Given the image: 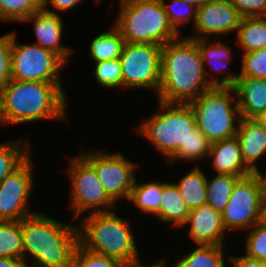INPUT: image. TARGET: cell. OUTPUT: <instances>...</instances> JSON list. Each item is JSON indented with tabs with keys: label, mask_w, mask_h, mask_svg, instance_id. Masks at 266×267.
Returning a JSON list of instances; mask_svg holds the SVG:
<instances>
[{
	"label": "cell",
	"mask_w": 266,
	"mask_h": 267,
	"mask_svg": "<svg viewBox=\"0 0 266 267\" xmlns=\"http://www.w3.org/2000/svg\"><path fill=\"white\" fill-rule=\"evenodd\" d=\"M118 14L114 27L125 43L163 46L180 38L160 0H120Z\"/></svg>",
	"instance_id": "5b68a950"
},
{
	"label": "cell",
	"mask_w": 266,
	"mask_h": 267,
	"mask_svg": "<svg viewBox=\"0 0 266 267\" xmlns=\"http://www.w3.org/2000/svg\"><path fill=\"white\" fill-rule=\"evenodd\" d=\"M201 53L202 62L204 64V71L206 77L209 72L206 71L205 63L211 67V70H216L217 72L223 73V69L227 68V65L231 61V49L227 47L222 42H213V44L208 45L207 39H193Z\"/></svg>",
	"instance_id": "f1b7e54d"
},
{
	"label": "cell",
	"mask_w": 266,
	"mask_h": 267,
	"mask_svg": "<svg viewBox=\"0 0 266 267\" xmlns=\"http://www.w3.org/2000/svg\"><path fill=\"white\" fill-rule=\"evenodd\" d=\"M211 143L196 127L194 134H191L186 142V149H178L169 160L197 161L209 156Z\"/></svg>",
	"instance_id": "4dcf8cb0"
},
{
	"label": "cell",
	"mask_w": 266,
	"mask_h": 267,
	"mask_svg": "<svg viewBox=\"0 0 266 267\" xmlns=\"http://www.w3.org/2000/svg\"><path fill=\"white\" fill-rule=\"evenodd\" d=\"M29 146L20 139L0 143V183L32 156Z\"/></svg>",
	"instance_id": "cb8c5ba5"
},
{
	"label": "cell",
	"mask_w": 266,
	"mask_h": 267,
	"mask_svg": "<svg viewBox=\"0 0 266 267\" xmlns=\"http://www.w3.org/2000/svg\"><path fill=\"white\" fill-rule=\"evenodd\" d=\"M158 100L189 104L212 86L234 87L239 73L222 78H207L196 42L186 37L175 39L161 49Z\"/></svg>",
	"instance_id": "6da1fadb"
},
{
	"label": "cell",
	"mask_w": 266,
	"mask_h": 267,
	"mask_svg": "<svg viewBox=\"0 0 266 267\" xmlns=\"http://www.w3.org/2000/svg\"><path fill=\"white\" fill-rule=\"evenodd\" d=\"M160 209L155 214L162 222H173L174 226H183L186 222L189 209L187 208L179 189L175 183L163 182Z\"/></svg>",
	"instance_id": "ffe728a7"
},
{
	"label": "cell",
	"mask_w": 266,
	"mask_h": 267,
	"mask_svg": "<svg viewBox=\"0 0 266 267\" xmlns=\"http://www.w3.org/2000/svg\"><path fill=\"white\" fill-rule=\"evenodd\" d=\"M68 174L71 178L70 206L75 211L74 218L90 209L92 211L89 213L112 211L115 203L105 193L95 168L81 154L71 158Z\"/></svg>",
	"instance_id": "30bf717a"
},
{
	"label": "cell",
	"mask_w": 266,
	"mask_h": 267,
	"mask_svg": "<svg viewBox=\"0 0 266 267\" xmlns=\"http://www.w3.org/2000/svg\"><path fill=\"white\" fill-rule=\"evenodd\" d=\"M207 179L203 171L196 166L181 178L180 183H175L189 211L207 203Z\"/></svg>",
	"instance_id": "44dd1931"
},
{
	"label": "cell",
	"mask_w": 266,
	"mask_h": 267,
	"mask_svg": "<svg viewBox=\"0 0 266 267\" xmlns=\"http://www.w3.org/2000/svg\"><path fill=\"white\" fill-rule=\"evenodd\" d=\"M190 224L189 236L198 244L223 246L224 234L227 232L221 212L209 204L190 210L183 226Z\"/></svg>",
	"instance_id": "9a60e30c"
},
{
	"label": "cell",
	"mask_w": 266,
	"mask_h": 267,
	"mask_svg": "<svg viewBox=\"0 0 266 267\" xmlns=\"http://www.w3.org/2000/svg\"><path fill=\"white\" fill-rule=\"evenodd\" d=\"M188 4L195 6L197 9L205 4L209 0H183Z\"/></svg>",
	"instance_id": "7bdbcfd3"
},
{
	"label": "cell",
	"mask_w": 266,
	"mask_h": 267,
	"mask_svg": "<svg viewBox=\"0 0 266 267\" xmlns=\"http://www.w3.org/2000/svg\"><path fill=\"white\" fill-rule=\"evenodd\" d=\"M189 105L197 128L211 144L236 136L241 116L234 88L212 86Z\"/></svg>",
	"instance_id": "8992f818"
},
{
	"label": "cell",
	"mask_w": 266,
	"mask_h": 267,
	"mask_svg": "<svg viewBox=\"0 0 266 267\" xmlns=\"http://www.w3.org/2000/svg\"><path fill=\"white\" fill-rule=\"evenodd\" d=\"M163 182L135 183L131 189L129 202H133L138 208L147 214L155 215L160 209Z\"/></svg>",
	"instance_id": "d4e9b609"
},
{
	"label": "cell",
	"mask_w": 266,
	"mask_h": 267,
	"mask_svg": "<svg viewBox=\"0 0 266 267\" xmlns=\"http://www.w3.org/2000/svg\"><path fill=\"white\" fill-rule=\"evenodd\" d=\"M94 77L102 87H122V68L119 58L95 63Z\"/></svg>",
	"instance_id": "d6a6232c"
},
{
	"label": "cell",
	"mask_w": 266,
	"mask_h": 267,
	"mask_svg": "<svg viewBox=\"0 0 266 267\" xmlns=\"http://www.w3.org/2000/svg\"><path fill=\"white\" fill-rule=\"evenodd\" d=\"M160 45L125 43L120 55L122 89H152L158 92L161 70Z\"/></svg>",
	"instance_id": "9c48e42d"
},
{
	"label": "cell",
	"mask_w": 266,
	"mask_h": 267,
	"mask_svg": "<svg viewBox=\"0 0 266 267\" xmlns=\"http://www.w3.org/2000/svg\"><path fill=\"white\" fill-rule=\"evenodd\" d=\"M166 264H165V261L163 260H160L159 262H157L156 264L154 265H151V266H148V267H164ZM123 267H143L142 263H139V264H136V265H127V266H123ZM145 267V266H144Z\"/></svg>",
	"instance_id": "ee69618b"
},
{
	"label": "cell",
	"mask_w": 266,
	"mask_h": 267,
	"mask_svg": "<svg viewBox=\"0 0 266 267\" xmlns=\"http://www.w3.org/2000/svg\"><path fill=\"white\" fill-rule=\"evenodd\" d=\"M266 129V110L255 118Z\"/></svg>",
	"instance_id": "f6af8a7d"
},
{
	"label": "cell",
	"mask_w": 266,
	"mask_h": 267,
	"mask_svg": "<svg viewBox=\"0 0 266 267\" xmlns=\"http://www.w3.org/2000/svg\"><path fill=\"white\" fill-rule=\"evenodd\" d=\"M263 209H262V221L266 223V201H262Z\"/></svg>",
	"instance_id": "bcb514c9"
},
{
	"label": "cell",
	"mask_w": 266,
	"mask_h": 267,
	"mask_svg": "<svg viewBox=\"0 0 266 267\" xmlns=\"http://www.w3.org/2000/svg\"><path fill=\"white\" fill-rule=\"evenodd\" d=\"M223 246L198 244V247L175 263L174 267H225Z\"/></svg>",
	"instance_id": "484cf974"
},
{
	"label": "cell",
	"mask_w": 266,
	"mask_h": 267,
	"mask_svg": "<svg viewBox=\"0 0 266 267\" xmlns=\"http://www.w3.org/2000/svg\"><path fill=\"white\" fill-rule=\"evenodd\" d=\"M82 221L78 226L82 247L114 258L124 266L141 263L129 221L111 211L89 213Z\"/></svg>",
	"instance_id": "277c9868"
},
{
	"label": "cell",
	"mask_w": 266,
	"mask_h": 267,
	"mask_svg": "<svg viewBox=\"0 0 266 267\" xmlns=\"http://www.w3.org/2000/svg\"><path fill=\"white\" fill-rule=\"evenodd\" d=\"M25 21L33 22L36 44L57 54L67 64L68 57L74 50L60 43L63 35V21L59 14L40 9Z\"/></svg>",
	"instance_id": "2e32d148"
},
{
	"label": "cell",
	"mask_w": 266,
	"mask_h": 267,
	"mask_svg": "<svg viewBox=\"0 0 266 267\" xmlns=\"http://www.w3.org/2000/svg\"><path fill=\"white\" fill-rule=\"evenodd\" d=\"M261 184L262 201H266V175H262L260 171L256 172Z\"/></svg>",
	"instance_id": "b9f144b4"
},
{
	"label": "cell",
	"mask_w": 266,
	"mask_h": 267,
	"mask_svg": "<svg viewBox=\"0 0 266 267\" xmlns=\"http://www.w3.org/2000/svg\"><path fill=\"white\" fill-rule=\"evenodd\" d=\"M12 33L11 79L27 82L61 83V68L65 62L52 51L38 44L17 43Z\"/></svg>",
	"instance_id": "ba28073f"
},
{
	"label": "cell",
	"mask_w": 266,
	"mask_h": 267,
	"mask_svg": "<svg viewBox=\"0 0 266 267\" xmlns=\"http://www.w3.org/2000/svg\"><path fill=\"white\" fill-rule=\"evenodd\" d=\"M261 184L256 173L239 178L221 212L226 230L252 228L262 221Z\"/></svg>",
	"instance_id": "8fae6325"
},
{
	"label": "cell",
	"mask_w": 266,
	"mask_h": 267,
	"mask_svg": "<svg viewBox=\"0 0 266 267\" xmlns=\"http://www.w3.org/2000/svg\"><path fill=\"white\" fill-rule=\"evenodd\" d=\"M125 40L113 26L112 30L101 33L90 43V54L95 63L120 58Z\"/></svg>",
	"instance_id": "603a6c76"
},
{
	"label": "cell",
	"mask_w": 266,
	"mask_h": 267,
	"mask_svg": "<svg viewBox=\"0 0 266 267\" xmlns=\"http://www.w3.org/2000/svg\"><path fill=\"white\" fill-rule=\"evenodd\" d=\"M81 155L95 168L98 180L105 193L115 203L116 200H129L136 177L133 172L138 165L127 160L123 154L90 152Z\"/></svg>",
	"instance_id": "7c38bea8"
},
{
	"label": "cell",
	"mask_w": 266,
	"mask_h": 267,
	"mask_svg": "<svg viewBox=\"0 0 266 267\" xmlns=\"http://www.w3.org/2000/svg\"><path fill=\"white\" fill-rule=\"evenodd\" d=\"M242 18L230 0H209L197 9L193 28L197 33L188 38L206 39L208 34L237 33Z\"/></svg>",
	"instance_id": "5bb4252c"
},
{
	"label": "cell",
	"mask_w": 266,
	"mask_h": 267,
	"mask_svg": "<svg viewBox=\"0 0 266 267\" xmlns=\"http://www.w3.org/2000/svg\"><path fill=\"white\" fill-rule=\"evenodd\" d=\"M61 83L10 80L0 88V124L66 120L67 96Z\"/></svg>",
	"instance_id": "7a4b0ae2"
},
{
	"label": "cell",
	"mask_w": 266,
	"mask_h": 267,
	"mask_svg": "<svg viewBox=\"0 0 266 267\" xmlns=\"http://www.w3.org/2000/svg\"><path fill=\"white\" fill-rule=\"evenodd\" d=\"M229 259L232 267H266V262L244 256H232Z\"/></svg>",
	"instance_id": "ab89813d"
},
{
	"label": "cell",
	"mask_w": 266,
	"mask_h": 267,
	"mask_svg": "<svg viewBox=\"0 0 266 267\" xmlns=\"http://www.w3.org/2000/svg\"><path fill=\"white\" fill-rule=\"evenodd\" d=\"M159 105L161 112L141 122L137 130L170 159L178 149H186L187 139L197 127L196 119L189 104L159 101Z\"/></svg>",
	"instance_id": "52a82bcc"
},
{
	"label": "cell",
	"mask_w": 266,
	"mask_h": 267,
	"mask_svg": "<svg viewBox=\"0 0 266 267\" xmlns=\"http://www.w3.org/2000/svg\"><path fill=\"white\" fill-rule=\"evenodd\" d=\"M242 17L266 16V0H230Z\"/></svg>",
	"instance_id": "74e56055"
},
{
	"label": "cell",
	"mask_w": 266,
	"mask_h": 267,
	"mask_svg": "<svg viewBox=\"0 0 266 267\" xmlns=\"http://www.w3.org/2000/svg\"><path fill=\"white\" fill-rule=\"evenodd\" d=\"M244 164L253 172L259 171L257 160L266 154V129L255 119L242 118L237 134Z\"/></svg>",
	"instance_id": "ac0fdd59"
},
{
	"label": "cell",
	"mask_w": 266,
	"mask_h": 267,
	"mask_svg": "<svg viewBox=\"0 0 266 267\" xmlns=\"http://www.w3.org/2000/svg\"><path fill=\"white\" fill-rule=\"evenodd\" d=\"M247 230L245 256L266 262V223L260 221Z\"/></svg>",
	"instance_id": "836d02e7"
},
{
	"label": "cell",
	"mask_w": 266,
	"mask_h": 267,
	"mask_svg": "<svg viewBox=\"0 0 266 267\" xmlns=\"http://www.w3.org/2000/svg\"><path fill=\"white\" fill-rule=\"evenodd\" d=\"M239 76L266 79V47L244 53Z\"/></svg>",
	"instance_id": "d590c367"
},
{
	"label": "cell",
	"mask_w": 266,
	"mask_h": 267,
	"mask_svg": "<svg viewBox=\"0 0 266 267\" xmlns=\"http://www.w3.org/2000/svg\"><path fill=\"white\" fill-rule=\"evenodd\" d=\"M41 9V0H0V20L24 22Z\"/></svg>",
	"instance_id": "f546056e"
},
{
	"label": "cell",
	"mask_w": 266,
	"mask_h": 267,
	"mask_svg": "<svg viewBox=\"0 0 266 267\" xmlns=\"http://www.w3.org/2000/svg\"><path fill=\"white\" fill-rule=\"evenodd\" d=\"M118 260L88 251L77 245L70 267H123Z\"/></svg>",
	"instance_id": "e575fe53"
},
{
	"label": "cell",
	"mask_w": 266,
	"mask_h": 267,
	"mask_svg": "<svg viewBox=\"0 0 266 267\" xmlns=\"http://www.w3.org/2000/svg\"><path fill=\"white\" fill-rule=\"evenodd\" d=\"M31 158L0 183V221H21L35 213L27 207L33 188Z\"/></svg>",
	"instance_id": "4fadbf2b"
},
{
	"label": "cell",
	"mask_w": 266,
	"mask_h": 267,
	"mask_svg": "<svg viewBox=\"0 0 266 267\" xmlns=\"http://www.w3.org/2000/svg\"><path fill=\"white\" fill-rule=\"evenodd\" d=\"M12 33L0 37V88L11 80Z\"/></svg>",
	"instance_id": "8d00e7d4"
},
{
	"label": "cell",
	"mask_w": 266,
	"mask_h": 267,
	"mask_svg": "<svg viewBox=\"0 0 266 267\" xmlns=\"http://www.w3.org/2000/svg\"><path fill=\"white\" fill-rule=\"evenodd\" d=\"M209 156L217 174H230L244 177L253 173L242 159L241 147L236 136L214 142L210 146Z\"/></svg>",
	"instance_id": "d6986e66"
},
{
	"label": "cell",
	"mask_w": 266,
	"mask_h": 267,
	"mask_svg": "<svg viewBox=\"0 0 266 267\" xmlns=\"http://www.w3.org/2000/svg\"><path fill=\"white\" fill-rule=\"evenodd\" d=\"M81 1L82 0H41V9L51 13H57L55 10L66 12ZM50 4L55 8L53 11L47 9V6Z\"/></svg>",
	"instance_id": "f35d334b"
},
{
	"label": "cell",
	"mask_w": 266,
	"mask_h": 267,
	"mask_svg": "<svg viewBox=\"0 0 266 267\" xmlns=\"http://www.w3.org/2000/svg\"><path fill=\"white\" fill-rule=\"evenodd\" d=\"M168 20L174 30L180 35V27L189 20L196 22L197 8L183 0H171L172 4H167L165 0H160Z\"/></svg>",
	"instance_id": "1f68e13d"
},
{
	"label": "cell",
	"mask_w": 266,
	"mask_h": 267,
	"mask_svg": "<svg viewBox=\"0 0 266 267\" xmlns=\"http://www.w3.org/2000/svg\"><path fill=\"white\" fill-rule=\"evenodd\" d=\"M236 37L244 53L265 48L266 16L243 17Z\"/></svg>",
	"instance_id": "7402d4cb"
},
{
	"label": "cell",
	"mask_w": 266,
	"mask_h": 267,
	"mask_svg": "<svg viewBox=\"0 0 266 267\" xmlns=\"http://www.w3.org/2000/svg\"><path fill=\"white\" fill-rule=\"evenodd\" d=\"M0 257L23 260L21 221H0Z\"/></svg>",
	"instance_id": "83f0119b"
},
{
	"label": "cell",
	"mask_w": 266,
	"mask_h": 267,
	"mask_svg": "<svg viewBox=\"0 0 266 267\" xmlns=\"http://www.w3.org/2000/svg\"><path fill=\"white\" fill-rule=\"evenodd\" d=\"M21 232L27 267H70L79 244L78 226L33 213L21 220ZM27 254L33 259L31 263L26 262Z\"/></svg>",
	"instance_id": "3957f363"
},
{
	"label": "cell",
	"mask_w": 266,
	"mask_h": 267,
	"mask_svg": "<svg viewBox=\"0 0 266 267\" xmlns=\"http://www.w3.org/2000/svg\"><path fill=\"white\" fill-rule=\"evenodd\" d=\"M233 88L242 118L255 119L266 110V79L239 76Z\"/></svg>",
	"instance_id": "e0dca14e"
},
{
	"label": "cell",
	"mask_w": 266,
	"mask_h": 267,
	"mask_svg": "<svg viewBox=\"0 0 266 267\" xmlns=\"http://www.w3.org/2000/svg\"><path fill=\"white\" fill-rule=\"evenodd\" d=\"M239 178V176L230 174H217L213 179H207V204L216 211L222 212L229 202L233 186Z\"/></svg>",
	"instance_id": "4316f807"
},
{
	"label": "cell",
	"mask_w": 266,
	"mask_h": 267,
	"mask_svg": "<svg viewBox=\"0 0 266 267\" xmlns=\"http://www.w3.org/2000/svg\"><path fill=\"white\" fill-rule=\"evenodd\" d=\"M0 267H27L23 260L0 257Z\"/></svg>",
	"instance_id": "60d3db41"
}]
</instances>
